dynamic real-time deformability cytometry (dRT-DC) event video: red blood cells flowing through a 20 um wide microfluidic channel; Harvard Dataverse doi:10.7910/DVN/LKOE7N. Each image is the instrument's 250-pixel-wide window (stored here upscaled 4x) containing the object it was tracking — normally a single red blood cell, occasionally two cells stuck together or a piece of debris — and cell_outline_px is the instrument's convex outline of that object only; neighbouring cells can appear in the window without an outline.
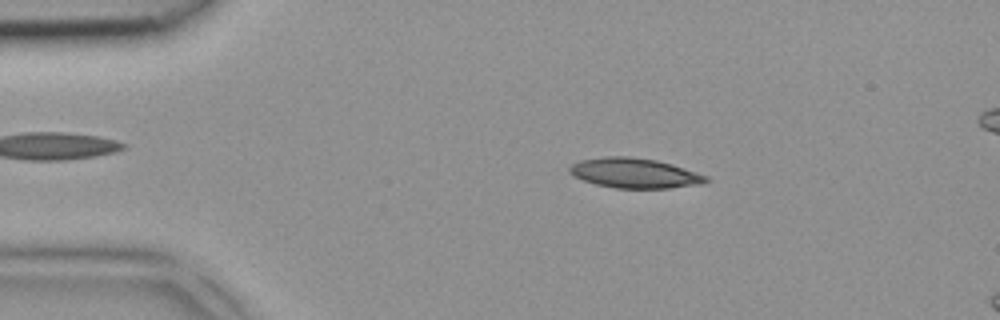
{"species": "common noctule bat (a hibernating species)", "species_latin": "Nyctalus noctula", "temperature_condition": "room temperature", "stored_images_in_passage": 4, "camera_frame_rate_fps": 3000, "um_per_image_px": 0.085, "animal": {"sex": "female", "body_mass_g": 18.4}, "frame": {"image": 1, "passage_image": 2, "time_ms": 0.333, "image_size_px": [1000, 320], "cell_outline_px": [[712, 180], [704, 184], [668, 188], [612, 188], [596, 184], [572, 176], [568, 172], [568, 168], [572, 164], [580, 160], [604, 156], [628, 156], [656, 160], [672, 164], [708, 176]], "centroid_in_image_um": [53.95, 14.71], "position_along_channel_um": 31.1, "area_um2": 24.04}}